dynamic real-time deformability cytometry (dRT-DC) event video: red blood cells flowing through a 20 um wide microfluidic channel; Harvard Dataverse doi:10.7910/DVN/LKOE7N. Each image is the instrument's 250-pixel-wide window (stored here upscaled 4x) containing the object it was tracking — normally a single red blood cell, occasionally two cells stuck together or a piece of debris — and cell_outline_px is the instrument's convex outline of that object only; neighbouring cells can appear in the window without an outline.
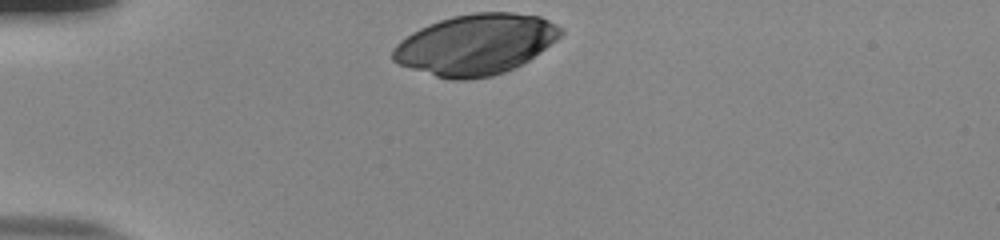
{"species": "human", "species_latin": "Homo sapiens", "temperature_condition": "room temperature", "stored_images_in_passage": 31, "camera_frame_rate_fps": 3000, "um_per_image_px": 0.085, "donor": {"sex": "male"}, "frame": {"image": 1, "passage_image": 1, "time_ms": 0.0, "image_size_px": [1000, 240], "cell_outline_px": [[564, 32], [556, 40], [540, 52], [528, 60], [504, 72], [492, 76], [468, 80], [448, 80], [400, 64], [392, 60], [392, 48], [400, 40], [412, 32], [428, 24], [452, 16], [476, 12], [512, 12], [540, 16], [556, 24]], "centroid_in_image_um": [40.42, 3.77], "position_along_channel_um": 44.6, "area_um2": 59.07}}
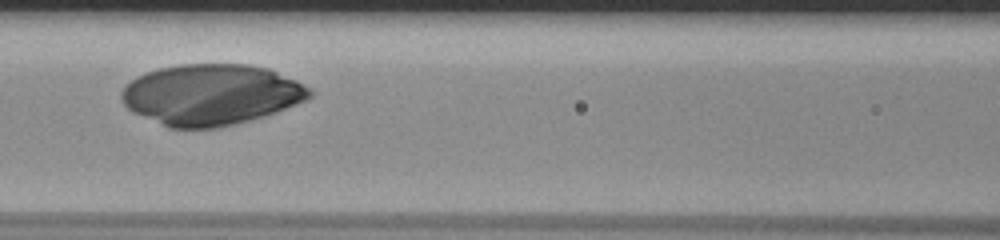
{"frame": {"image": 2, "passage_image": 12, "time_ms": 3.667, "image_size_px": [1000, 240], "cell_outline_px": [[312, 96], [296, 104], [276, 112], [264, 116], [236, 124], [216, 128], [168, 128], [132, 112], [120, 100], [120, 92], [136, 76], [160, 68], [180, 64], [248, 64], [268, 68], [296, 80], [308, 88], [312, 92]], "centroid_in_image_um": [17.91, 8.05], "position_along_channel_um": 148.7, "area_um2": 66.76}}
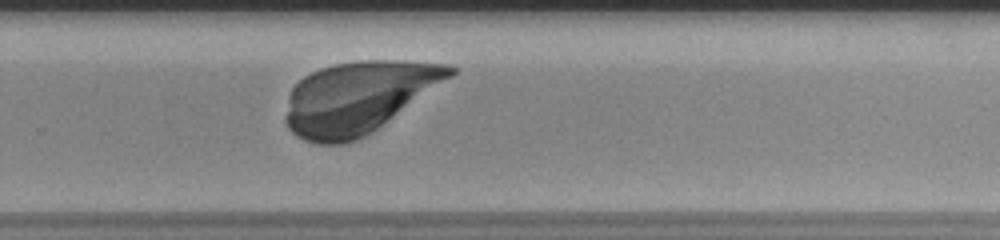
{"frame": {"image": 3, "passage_image": 24, "time_ms": 7.667, "image_size_px": [1000, 240], "cell_outline_px": [[456, 72], [452, 76], [372, 132], [356, 140], [344, 144], [316, 144], [304, 140], [296, 136], [288, 128], [284, 120], [284, 116], [288, 96], [292, 88], [304, 76], [320, 68], [332, 64], [360, 60], [400, 60], [448, 64], [456, 68]], "centroid_in_image_um": [30.41, 8.28], "position_along_channel_um": 299.4, "area_um2": 68.84}}